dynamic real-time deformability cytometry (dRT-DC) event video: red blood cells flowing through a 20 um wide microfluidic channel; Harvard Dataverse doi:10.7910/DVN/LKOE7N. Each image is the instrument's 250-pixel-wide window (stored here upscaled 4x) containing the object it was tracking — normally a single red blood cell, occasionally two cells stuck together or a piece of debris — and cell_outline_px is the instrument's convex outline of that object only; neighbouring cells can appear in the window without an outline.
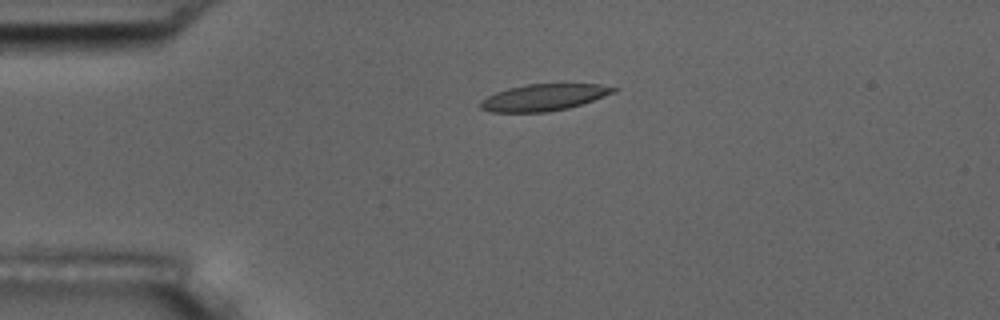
{"species": "common noctule bat (a hibernating species)", "species_latin": "Nyctalus noctula", "temperature_condition": "room temperature", "stored_images_in_passage": 4, "camera_frame_rate_fps": 3000, "um_per_image_px": 0.085, "animal": {"sex": "male", "body_mass_g": 17.5, "forearm_length_mm": 52.3}, "frame": {"image": 1, "passage_image": 3, "time_ms": 3.333, "image_size_px": [1000, 320], "cell_outline_px": [[620, 88], [616, 92], [568, 108], [548, 112], [492, 112], [480, 108], [480, 100], [496, 92], [508, 88], [528, 84], [600, 84]], "centroid_in_image_um": [46.22, 8.27], "position_along_channel_um": 38.8, "area_um2": 20.58}}